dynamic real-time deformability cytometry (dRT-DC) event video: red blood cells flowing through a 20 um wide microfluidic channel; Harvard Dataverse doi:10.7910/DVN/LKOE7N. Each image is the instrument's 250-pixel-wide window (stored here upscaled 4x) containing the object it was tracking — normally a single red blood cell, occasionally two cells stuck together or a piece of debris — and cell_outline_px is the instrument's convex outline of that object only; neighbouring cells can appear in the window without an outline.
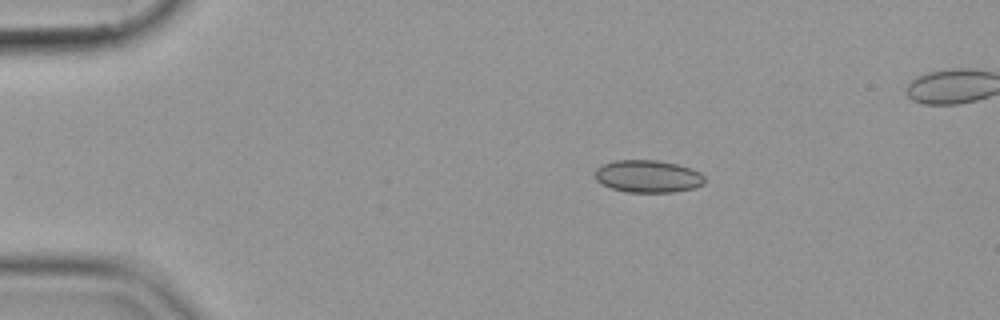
{"species": "common noctule bat (a hibernating species)", "species_latin": "Nyctalus noctula", "temperature_condition": "cold", "stored_images_in_passage": 50, "camera_frame_rate_fps": 3000, "um_per_image_px": 0.085, "animal": {"sex": "female", "body_mass_g": 19.9}, "frame": {"image": 1, "passage_image": 7, "time_ms": 2.0, "image_size_px": [1000, 320], "cell_outline_px": [[704, 184], [692, 188], [672, 192], [624, 192], [600, 184], [596, 180], [596, 168], [604, 164], [616, 160], [656, 160], [676, 164], [692, 168], [700, 172], [704, 176]], "centroid_in_image_um": [55.07, 14.99], "position_along_channel_um": 29.9, "area_um2": 20.69}}
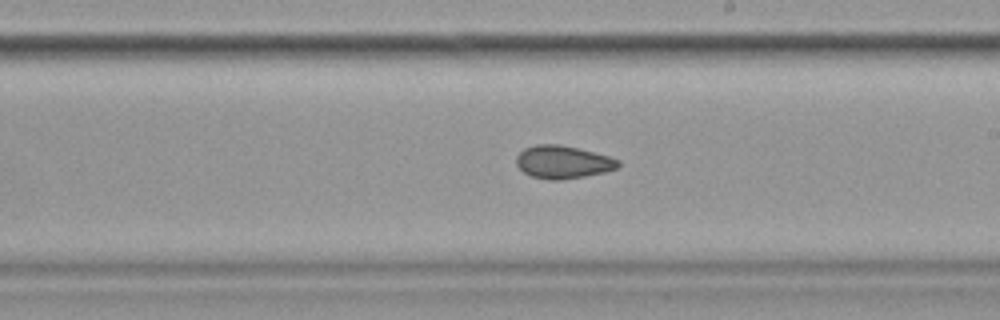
{"frame": {"image": 2, "passage_image": 29, "time_ms": 9.333, "image_size_px": [1000, 320], "cell_outline_px": [[620, 164], [616, 168], [604, 172], [584, 176], [560, 180], [548, 180], [532, 176], [524, 172], [516, 164], [516, 156], [524, 148], [536, 144], [560, 144], [608, 156], [620, 160]], "centroid_in_image_um": [47.82, 13.77], "position_along_channel_um": 241.2, "area_um2": 19.36}}
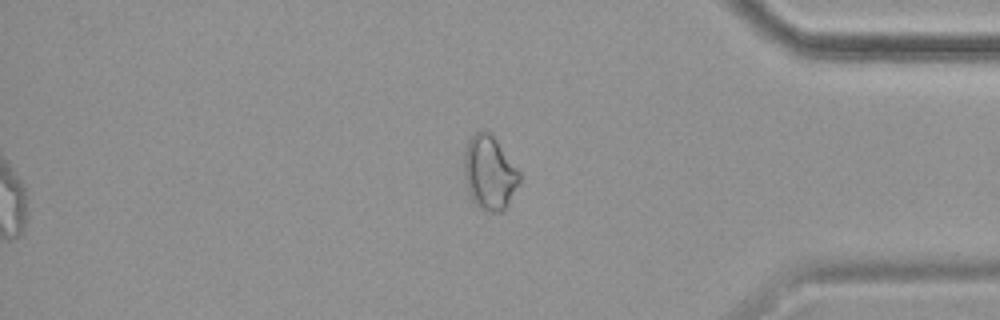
{"frame": {"image": 3, "passage_image": 43, "time_ms": 14.0, "image_size_px": [1000, 320], "cell_outline_px": [[520, 184], [504, 208], [500, 212], [488, 212], [480, 208], [472, 200], [468, 192], [464, 180], [464, 152], [468, 140], [480, 128], [488, 132], [496, 140], [520, 172]], "centroid_in_image_um": [41.58, 14.68], "position_along_channel_um": 393.6, "area_um2": 23.81}}